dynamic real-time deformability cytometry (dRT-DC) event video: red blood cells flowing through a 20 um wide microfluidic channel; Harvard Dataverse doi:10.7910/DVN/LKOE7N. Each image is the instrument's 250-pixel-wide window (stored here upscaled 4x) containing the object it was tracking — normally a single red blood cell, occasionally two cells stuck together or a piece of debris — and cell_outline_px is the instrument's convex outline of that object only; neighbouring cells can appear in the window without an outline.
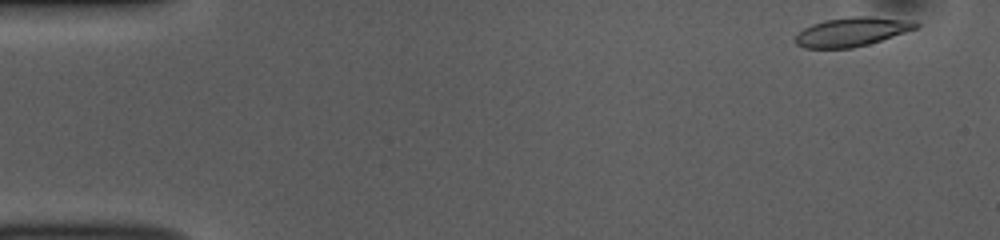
{"species": "common noctule bat (a hibernating species)", "species_latin": "Nyctalus noctula", "temperature_condition": "room temperature", "stored_images_in_passage": 50, "camera_frame_rate_fps": 3000, "um_per_image_px": 0.085, "animal": {"sex": "female", "body_mass_g": 10.0, "forearm_length_mm": 53.1}, "frame": {"image": 1, "passage_image": 1, "time_ms": 0.0, "image_size_px": [1000, 240], "cell_outline_px": [[920, 24], [916, 28], [868, 44], [852, 48], [804, 48], [796, 44], [796, 36], [804, 28], [812, 24], [824, 20], [848, 16], [872, 16], [916, 20]], "centroid_in_image_um": [72.42, 2.68], "position_along_channel_um": 12.6, "area_um2": 20.35}}
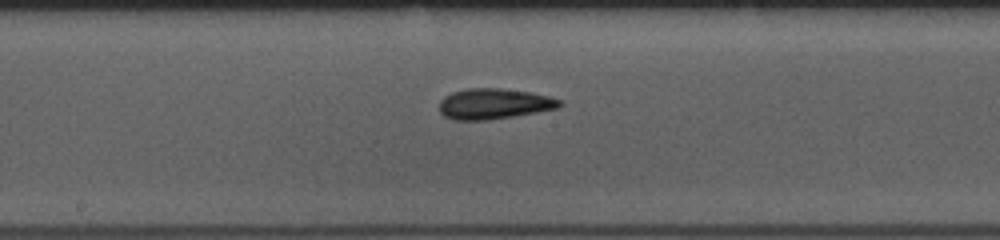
{"frame": {"image": 2, "passage_image": 25, "time_ms": 8.0, "image_size_px": [1000, 240], "cell_outline_px": [[564, 104], [560, 108], [488, 120], [456, 120], [444, 116], [440, 112], [440, 100], [444, 96], [452, 92], [468, 88], [500, 88], [532, 92], [564, 100]], "centroid_in_image_um": [42.03, 8.81], "position_along_channel_um": 206.2, "area_um2": 21.62}}
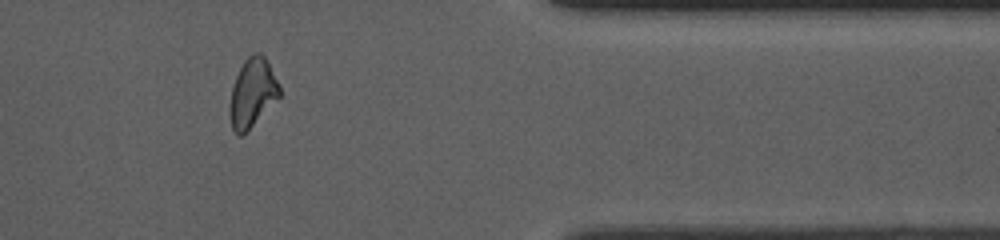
{"frame": {"image": 3, "passage_image": 41, "time_ms": 13.333, "image_size_px": [1000, 240], "cell_outline_px": [[280, 96], [248, 132], [240, 136], [236, 136], [232, 128], [228, 112], [228, 108], [232, 88], [236, 76], [244, 60], [252, 52], [260, 52], [264, 56], [280, 88]], "centroid_in_image_um": [21.42, 7.95], "position_along_channel_um": 390.0, "area_um2": 20.06}, "authors_computed_cell_mechanics": {"area_um2": 20.6924, "velocity_mm_per_s": 3.8489, "shape_relaxation_time_tau1_ms": 4.6966, "shape_relaxation_time_tau2_ms": 3.8295, "deformation_change_tau1": 0.141, "deformation_change_tau2": 0.1159}}